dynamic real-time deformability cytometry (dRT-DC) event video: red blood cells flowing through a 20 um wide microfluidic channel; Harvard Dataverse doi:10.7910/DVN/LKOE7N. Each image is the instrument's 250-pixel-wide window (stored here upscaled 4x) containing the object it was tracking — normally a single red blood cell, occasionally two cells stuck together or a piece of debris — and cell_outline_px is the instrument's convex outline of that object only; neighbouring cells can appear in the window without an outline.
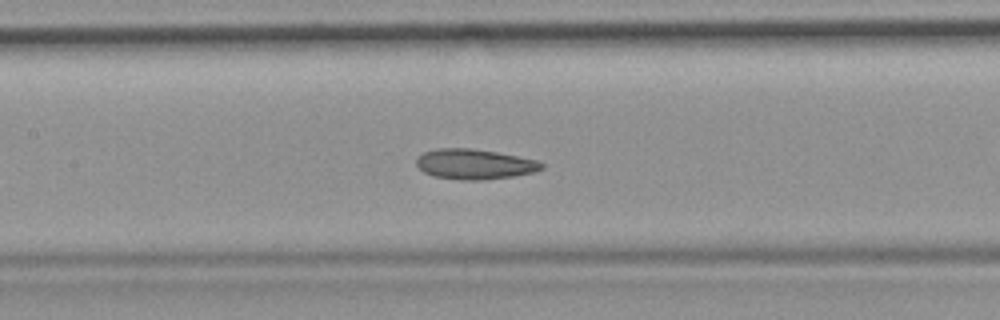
{"species": "common noctule bat (a hibernating species)", "species_latin": "Nyctalus noctula", "temperature_condition": "room temperature", "stored_images_in_passage": 39, "camera_frame_rate_fps": 3000, "um_per_image_px": 0.085, "animal": {"sex": "female", "body_mass_g": 19.9}, "frame": {"image": 1, "passage_image": 12, "time_ms": 3.667, "image_size_px": [1000, 320], "cell_outline_px": [[544, 168], [536, 172], [512, 176], [484, 180], [460, 180], [436, 176], [424, 172], [416, 164], [416, 160], [424, 152], [436, 148], [472, 148], [496, 152], [536, 160], [544, 164]], "centroid_in_image_um": [40.35, 13.95], "position_along_channel_um": 167.0, "area_um2": 21.91}}